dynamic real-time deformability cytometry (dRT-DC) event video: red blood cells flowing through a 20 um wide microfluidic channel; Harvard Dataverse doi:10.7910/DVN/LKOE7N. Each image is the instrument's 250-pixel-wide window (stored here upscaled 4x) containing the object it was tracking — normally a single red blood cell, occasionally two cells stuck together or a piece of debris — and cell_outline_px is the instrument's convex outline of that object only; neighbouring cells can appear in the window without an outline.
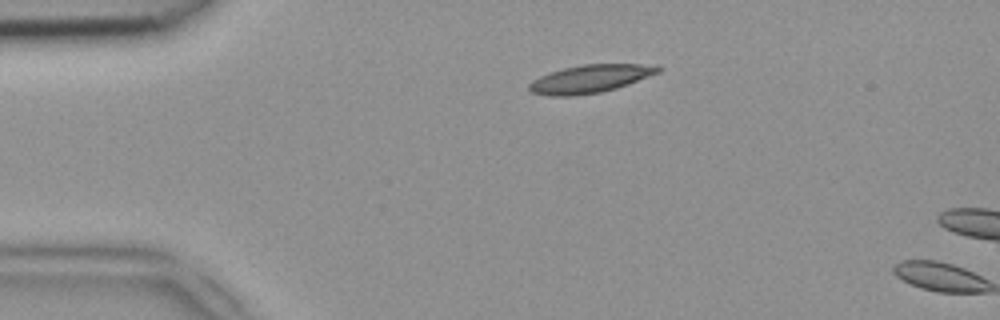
{"species": "common noctule bat (a hibernating species)", "species_latin": "Nyctalus noctula", "temperature_condition": "room temperature", "stored_images_in_passage": 4, "camera_frame_rate_fps": 3000, "um_per_image_px": 0.085, "animal": {"sex": "female", "body_mass_g": 18.4}, "frame": {"image": 1, "passage_image": 3, "time_ms": 0.667, "image_size_px": [1000, 320], "cell_outline_px": [[664, 68], [660, 72], [628, 84], [616, 88], [600, 92], [572, 96], [548, 96], [532, 92], [528, 88], [528, 84], [532, 80], [548, 72], [580, 64], [640, 64]], "centroid_in_image_um": [50.12, 6.7], "position_along_channel_um": 34.9, "area_um2": 20.98}}